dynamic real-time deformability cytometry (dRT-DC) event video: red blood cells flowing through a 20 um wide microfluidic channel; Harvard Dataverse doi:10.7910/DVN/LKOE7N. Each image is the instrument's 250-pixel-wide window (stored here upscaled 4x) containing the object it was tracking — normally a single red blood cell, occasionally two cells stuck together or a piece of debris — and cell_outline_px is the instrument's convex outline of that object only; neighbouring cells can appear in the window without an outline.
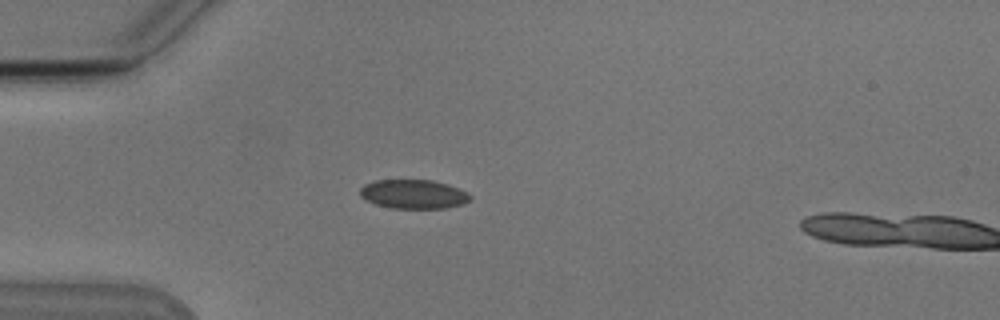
{"species": "Egyptian fruit bat (a non-hibernating species)", "species_latin": "Rousettus aegyptiacus", "temperature_condition": "cold", "stored_images_in_passage": 17, "camera_frame_rate_fps": 3000, "um_per_image_px": 0.085, "animal": {"sex": "male"}, "frame": {"image": 1, "passage_image": 15, "time_ms": 4.667, "image_size_px": [1000, 320], "cell_outline_px": [[472, 200], [464, 204], [444, 208], [392, 208], [376, 204], [360, 196], [360, 188], [364, 184], [376, 180], [432, 180], [448, 184], [468, 192], [472, 196]], "centroid_in_image_um": [35.19, 16.5], "position_along_channel_um": 49.8, "area_um2": 18.73}}